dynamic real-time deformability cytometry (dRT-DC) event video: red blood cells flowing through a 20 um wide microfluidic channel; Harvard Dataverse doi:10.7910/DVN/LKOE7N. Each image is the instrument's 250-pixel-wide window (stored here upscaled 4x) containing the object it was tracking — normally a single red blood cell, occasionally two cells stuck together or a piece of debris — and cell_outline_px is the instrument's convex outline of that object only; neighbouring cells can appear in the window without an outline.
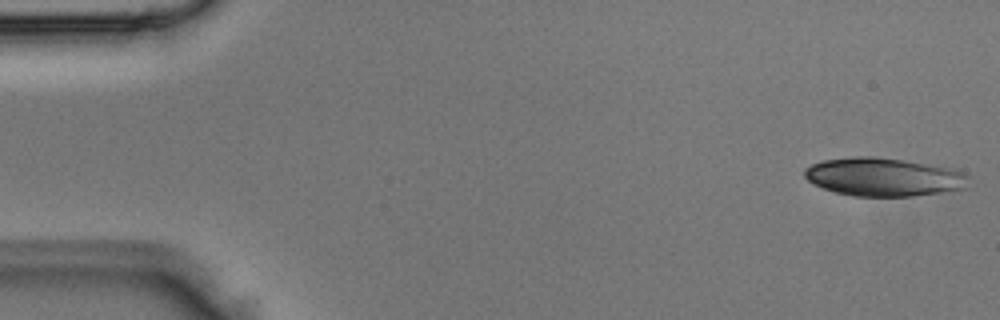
{"species": "Egyptian fruit bat (a non-hibernating species)", "species_latin": "Rousettus aegyptiacus", "temperature_condition": "room temperature", "stored_images_in_passage": 4, "camera_frame_rate_fps": 3000, "um_per_image_px": 0.085, "animal": {"sex": "male"}, "frame": {"image": 1, "passage_image": 1, "time_ms": 0.0, "image_size_px": [1000, 320], "cell_outline_px": [[972, 176], [968, 188], [952, 192], [912, 196], [852, 196], [836, 192], [824, 188], [808, 180], [804, 176], [804, 168], [812, 164], [824, 160], [852, 156], [872, 156], [904, 160], [952, 168], [968, 172]], "centroid_in_image_um": [75.24, 15.05], "position_along_channel_um": 9.8, "area_um2": 37.34}}